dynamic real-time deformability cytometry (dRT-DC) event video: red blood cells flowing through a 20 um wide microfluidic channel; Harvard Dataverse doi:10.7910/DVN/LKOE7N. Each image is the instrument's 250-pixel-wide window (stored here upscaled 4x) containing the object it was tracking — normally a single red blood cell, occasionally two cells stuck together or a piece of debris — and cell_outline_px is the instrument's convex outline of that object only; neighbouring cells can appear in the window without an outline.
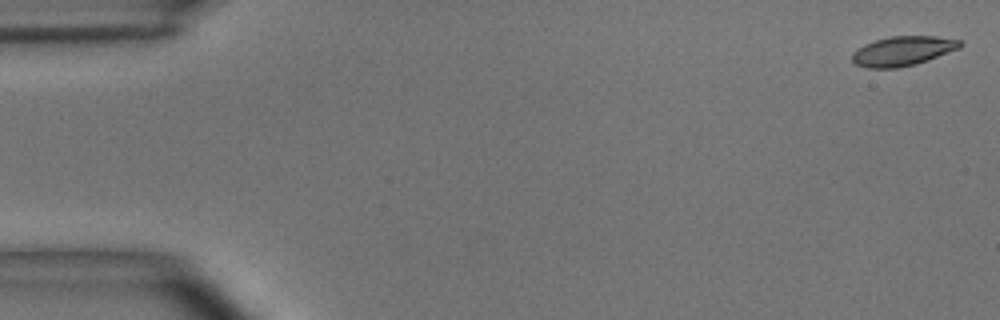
{"species": "common noctule bat (a hibernating species)", "species_latin": "Nyctalus noctula", "temperature_condition": "room temperature", "stored_images_in_passage": 54, "camera_frame_rate_fps": 3000, "um_per_image_px": 0.085, "animal": {"sex": "male", "body_mass_g": 15.6}, "frame": {"image": 1, "passage_image": 1, "time_ms": 0.0, "image_size_px": [1000, 320], "cell_outline_px": [[964, 44], [960, 48], [928, 60], [916, 64], [896, 68], [868, 68], [856, 64], [852, 60], [852, 52], [864, 44], [888, 36], [936, 36], [960, 40]], "centroid_in_image_um": [76.74, 4.33], "position_along_channel_um": 8.3, "area_um2": 18.61}}
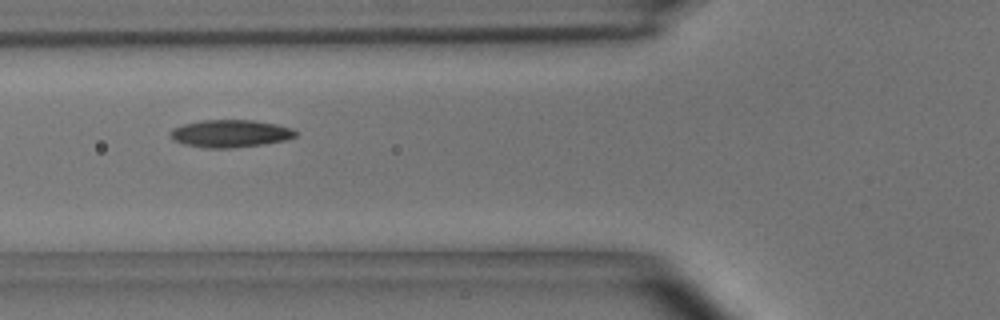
{"frame": {"image": 2, "passage_image": 20, "time_ms": 6.333, "image_size_px": [1000, 320], "cell_outline_px": [[300, 132], [296, 136], [284, 140], [264, 144], [232, 148], [208, 148], [184, 144], [172, 140], [168, 136], [168, 132], [172, 128], [184, 124], [200, 120], [252, 120], [276, 124], [292, 128]], "centroid_in_image_um": [19.55, 11.35], "position_along_channel_um": 106.3, "area_um2": 20.29}}
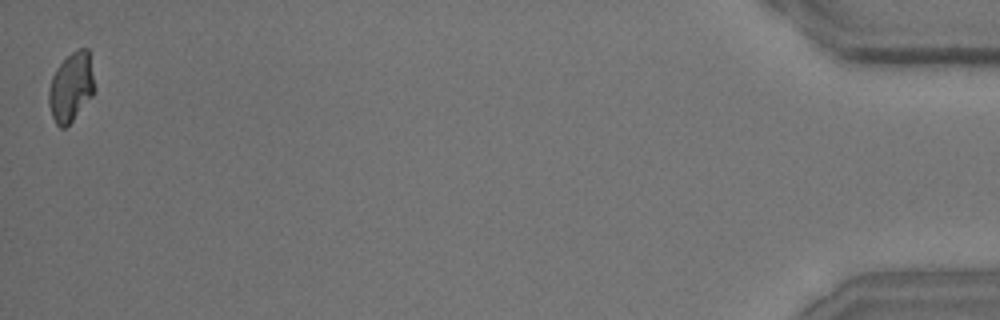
{"frame": {"image": 3, "passage_image": 54, "time_ms": 17.667, "image_size_px": [1000, 320], "cell_outline_px": [[96, 92], [72, 120], [64, 128], [60, 128], [56, 124], [52, 116], [48, 104], [48, 88], [52, 76], [56, 68], [72, 52], [80, 48], [88, 48], [96, 88]], "centroid_in_image_um": [6.05, 7.4], "position_along_channel_um": 429.2, "area_um2": 18.55}, "authors_computed_cell_mechanics": {"area_um2": 19.1607, "velocity_mm_per_s": 3.646, "shape_relaxation_time_tau1_ms": 4.9601, "shape_relaxation_time_tau2_ms": 1.7331, "deformation_change_tau1": 0.1595, "deformation_change_tau2": 0.0819}}